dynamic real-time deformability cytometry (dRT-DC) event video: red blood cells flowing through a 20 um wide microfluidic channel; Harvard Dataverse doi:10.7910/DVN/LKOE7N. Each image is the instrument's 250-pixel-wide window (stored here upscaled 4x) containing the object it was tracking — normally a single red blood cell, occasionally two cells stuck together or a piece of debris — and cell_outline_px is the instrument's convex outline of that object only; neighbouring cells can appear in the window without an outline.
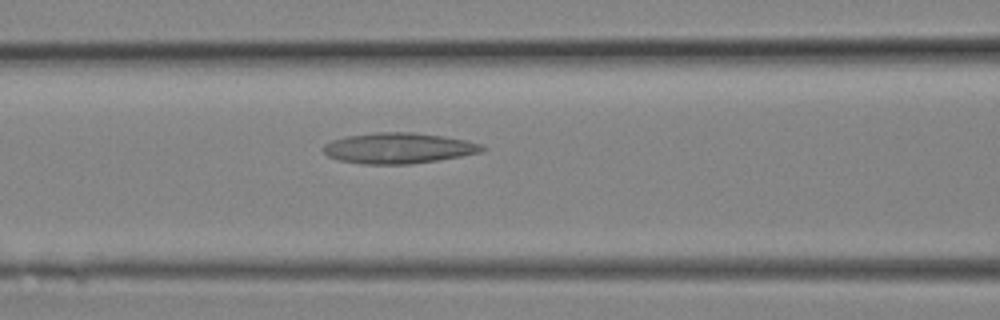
{"species": "Egyptian fruit bat (a non-hibernating species)", "species_latin": "Rousettus aegyptiacus", "temperature_condition": "room temperature", "stored_images_in_passage": 3, "camera_frame_rate_fps": 3000, "um_per_image_px": 0.085, "animal": {"sex": "female"}, "frame": {"image": 1, "passage_image": 3, "time_ms": 0.667, "image_size_px": [1000, 320], "cell_outline_px": [[488, 148], [480, 152], [460, 156], [436, 160], [408, 164], [364, 164], [336, 160], [328, 156], [320, 148], [324, 144], [332, 140], [348, 136], [376, 132], [412, 132], [444, 136], [464, 140], [480, 144]], "centroid_in_image_um": [33.82, 12.59], "position_along_channel_um": 132.8, "area_um2": 28.32}}